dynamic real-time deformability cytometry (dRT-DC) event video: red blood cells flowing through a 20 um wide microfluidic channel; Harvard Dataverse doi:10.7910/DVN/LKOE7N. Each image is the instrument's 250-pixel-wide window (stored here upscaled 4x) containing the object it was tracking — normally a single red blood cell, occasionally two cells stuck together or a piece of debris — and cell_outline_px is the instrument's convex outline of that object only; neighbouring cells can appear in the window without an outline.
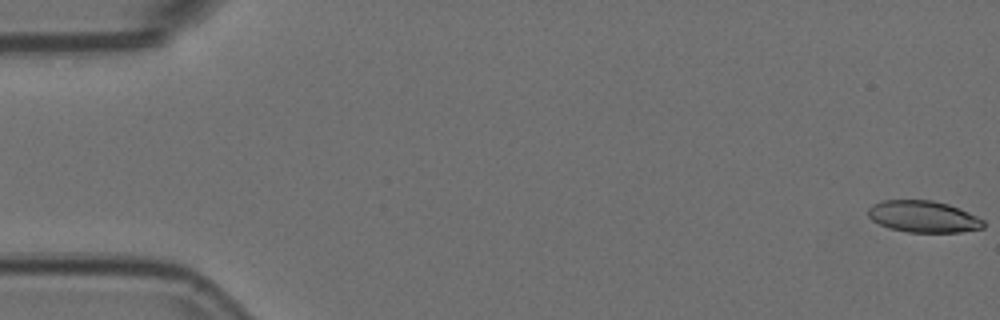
{"species": "Egyptian fruit bat (a non-hibernating species)", "species_latin": "Rousettus aegyptiacus", "temperature_condition": "room temperature", "stored_images_in_passage": 55, "camera_frame_rate_fps": 3000, "um_per_image_px": 0.085, "animal": {"sex": "female"}, "frame": {"image": 1, "passage_image": 1, "time_ms": 0.0, "image_size_px": [1000, 320], "cell_outline_px": [[984, 228], [960, 232], [908, 232], [888, 228], [872, 220], [868, 216], [868, 208], [872, 204], [880, 200], [932, 200], [948, 204], [968, 212], [984, 220]], "centroid_in_image_um": [78.46, 18.41], "position_along_channel_um": 6.5, "area_um2": 21.33}}
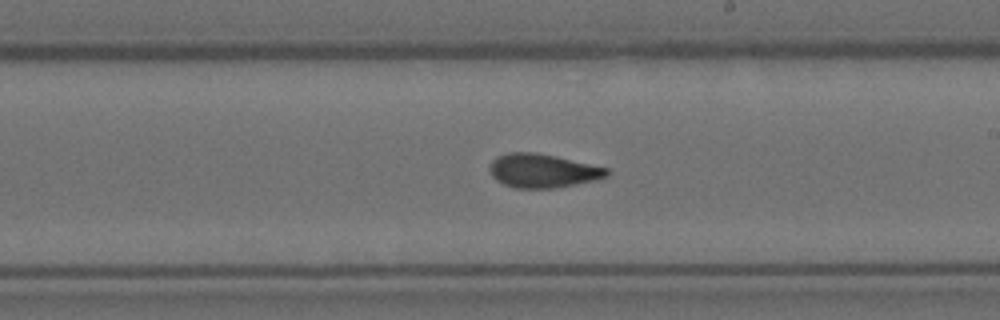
{"frame": {"image": 2, "passage_image": 32, "time_ms": 10.333, "image_size_px": [1000, 320], "cell_outline_px": [[608, 176], [596, 180], [556, 188], [516, 188], [504, 184], [496, 180], [492, 176], [488, 168], [492, 160], [496, 156], [508, 152], [536, 152], [608, 168]], "centroid_in_image_um": [46.09, 14.51], "position_along_channel_um": 242.9, "area_um2": 23.06}}
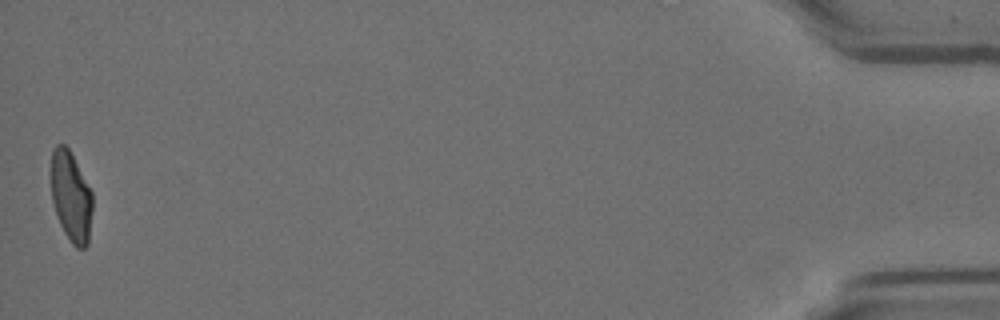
{"frame": {"image": 3, "passage_image": 55, "time_ms": 18.0, "image_size_px": [1000, 320], "cell_outline_px": [[92, 212], [88, 244], [84, 248], [76, 248], [72, 244], [64, 232], [60, 224], [52, 200], [52, 148], [56, 144], [64, 144], [68, 148], [92, 192]], "centroid_in_image_um": [6.05, 16.73], "position_along_channel_um": 429.2, "area_um2": 21.5}, "authors_computed_cell_mechanics": {"area_um2": 22.5998, "velocity_mm_per_s": 3.7007, "shape_relaxation_time_tau1_ms": 8.7394, "shape_relaxation_time_tau2_ms": 1.6552, "deformation_change_tau1": 0.226, "deformation_change_tau2": 0.077}}